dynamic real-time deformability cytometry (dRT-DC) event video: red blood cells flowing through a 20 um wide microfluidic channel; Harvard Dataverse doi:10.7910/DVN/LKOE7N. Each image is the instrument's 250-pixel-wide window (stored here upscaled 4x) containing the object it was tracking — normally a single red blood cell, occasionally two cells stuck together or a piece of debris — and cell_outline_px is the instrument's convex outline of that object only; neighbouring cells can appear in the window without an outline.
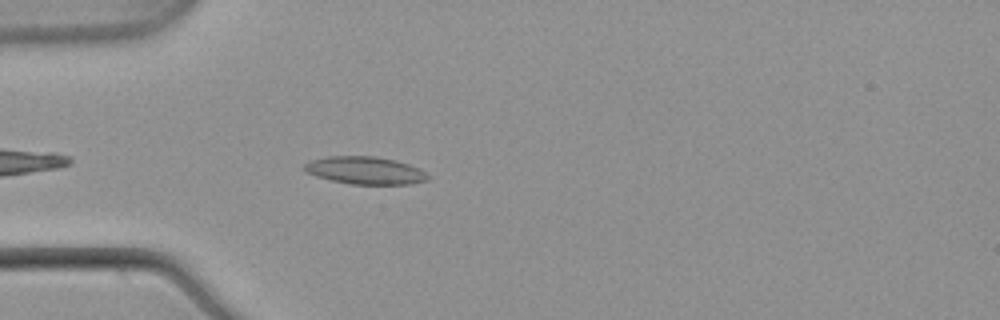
{"species": "common noctule bat (a hibernating species)", "species_latin": "Nyctalus noctula", "temperature_condition": "warm", "stored_images_in_passage": 28, "camera_frame_rate_fps": 3000, "um_per_image_px": 0.085, "animal": {"sex": "male", "body_mass_g": 21.5, "forearm_length_mm": 52.0}, "frame": {"image": 1, "passage_image": 5, "time_ms": 1.333, "image_size_px": [1000, 320], "cell_outline_px": [[428, 180], [408, 184], [352, 184], [332, 180], [316, 176], [304, 172], [304, 164], [312, 160], [328, 156], [376, 156], [396, 160], [420, 168], [428, 176]], "centroid_in_image_um": [31.03, 14.48], "position_along_channel_um": 54.0, "area_um2": 19.77}}